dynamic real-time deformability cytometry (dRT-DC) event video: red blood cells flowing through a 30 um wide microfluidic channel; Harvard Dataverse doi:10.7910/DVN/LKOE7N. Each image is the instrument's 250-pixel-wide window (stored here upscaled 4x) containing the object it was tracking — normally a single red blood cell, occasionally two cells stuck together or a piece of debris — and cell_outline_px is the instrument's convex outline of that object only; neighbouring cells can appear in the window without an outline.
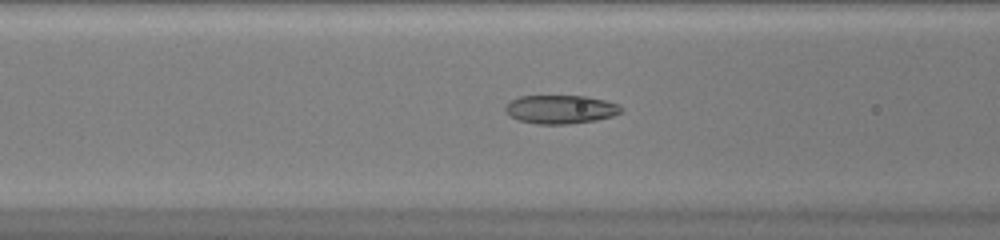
{"species": "common noctule bat (a hibernating species)", "species_latin": "Nyctalus noctula", "temperature_condition": "warm", "stored_images_in_passage": 47, "camera_frame_rate_fps": 3000, "um_per_image_px": 0.085, "animal": {"sex": "female", "body_mass_g": 20.0, "forearm_length_mm": 54.0}, "frame": {"image": 1, "passage_image": 18, "time_ms": 5.667, "image_size_px": [1000, 240], "cell_outline_px": [[624, 108], [620, 112], [612, 116], [596, 120], [568, 124], [536, 124], [520, 120], [504, 112], [504, 108], [512, 100], [520, 96], [584, 96], [604, 100], [620, 104]], "centroid_in_image_um": [47.67, 9.29], "position_along_channel_um": 118.9, "area_um2": 19.19}}
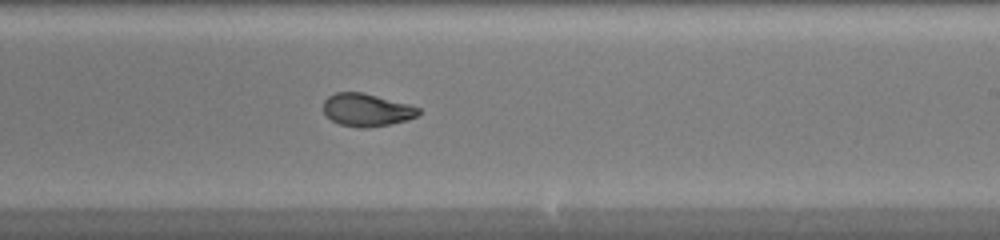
{"frame": {"image": 2, "passage_image": 28, "time_ms": 9.0, "image_size_px": [1000, 240], "cell_outline_px": [[420, 112], [416, 116], [408, 120], [368, 128], [360, 128], [340, 124], [332, 120], [324, 112], [324, 100], [328, 96], [336, 92], [364, 92], [408, 104], [420, 108]], "centroid_in_image_um": [31.17, 9.33], "position_along_channel_um": 257.8, "area_um2": 18.09}}
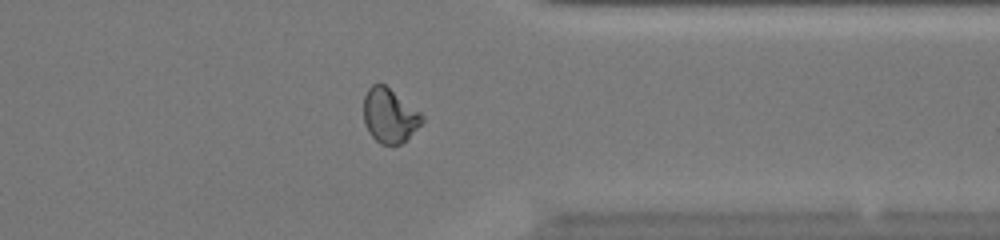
{"frame": {"image": 3, "passage_image": 37, "time_ms": 12.0, "image_size_px": [1000, 240], "cell_outline_px": [[424, 120], [400, 144], [380, 144], [368, 132], [364, 124], [364, 96], [368, 88], [372, 84], [384, 84], [420, 112], [424, 116]], "centroid_in_image_um": [33.07, 9.81], "position_along_channel_um": 378.3, "area_um2": 18.15}, "authors_computed_cell_mechanics": {"area_um2": 19.4208, "velocity_mm_per_s": 4.168, "shape_relaxation_time_tau1_ms": 7.1629, "shape_relaxation_time_tau2_ms": 1.0321, "deformation_change_tau1": 0.2303, "deformation_change_tau2": 0.0516}}